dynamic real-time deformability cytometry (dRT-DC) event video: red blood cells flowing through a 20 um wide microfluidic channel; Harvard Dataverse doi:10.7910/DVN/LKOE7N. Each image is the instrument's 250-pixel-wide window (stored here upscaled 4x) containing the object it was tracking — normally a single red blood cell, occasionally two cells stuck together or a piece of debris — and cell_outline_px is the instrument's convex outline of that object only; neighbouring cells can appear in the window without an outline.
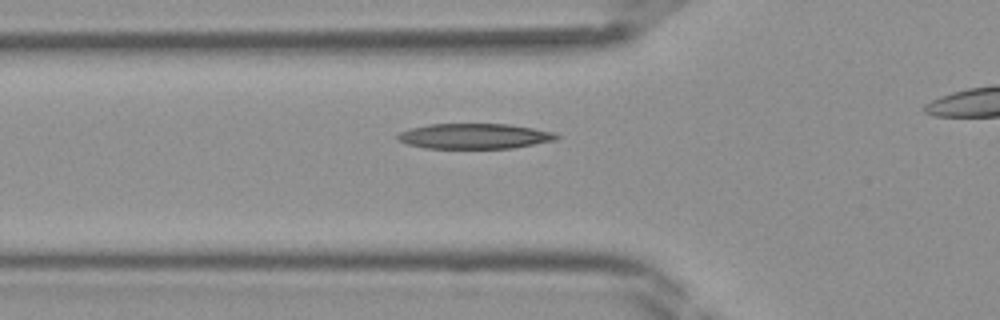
{"species": "Egyptian fruit bat (a non-hibernating species)", "species_latin": "Rousettus aegyptiacus", "temperature_condition": "room temperature", "stored_images_in_passage": 26, "camera_frame_rate_fps": 3000, "um_per_image_px": 0.085, "frame": {"image": 1, "passage_image": 6, "time_ms": 1.667, "image_size_px": [1000, 320], "cell_outline_px": [[560, 136], [556, 140], [512, 148], [424, 148], [408, 144], [400, 140], [396, 136], [400, 132], [408, 128], [428, 124], [508, 124], [532, 128], [552, 132]], "centroid_in_image_um": [40.3, 11.57], "position_along_channel_um": 85.5, "area_um2": 23.29}}
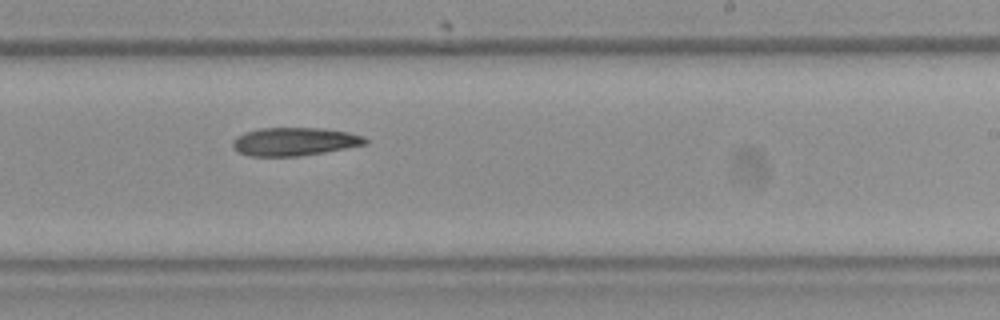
{"frame": {"image": 2, "passage_image": 17, "time_ms": 5.333, "image_size_px": [1000, 320], "cell_outline_px": [[368, 144], [324, 152], [300, 156], [248, 156], [232, 148], [232, 140], [236, 136], [244, 132], [260, 128], [324, 128], [348, 132], [364, 136], [368, 140]], "centroid_in_image_um": [25.02, 12.03], "position_along_channel_um": 264.0, "area_um2": 21.96}}
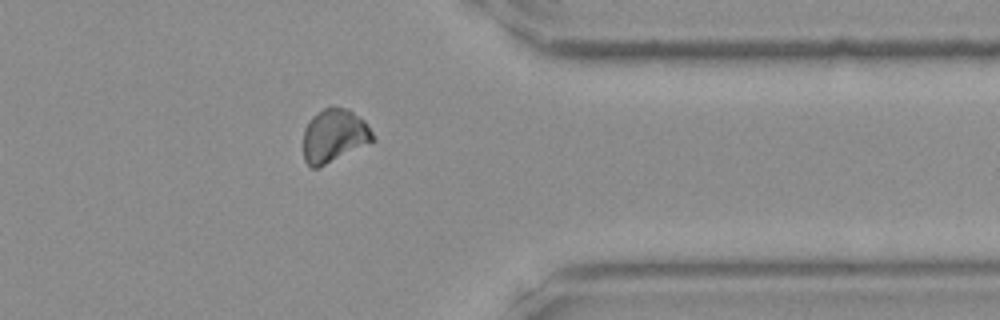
{"frame": {"image": 3, "passage_image": 25, "time_ms": 8.0, "image_size_px": [1000, 320], "cell_outline_px": [[376, 140], [316, 168], [312, 168], [304, 160], [304, 128], [308, 120], [316, 112], [332, 104], [348, 108], [360, 116], [364, 120], [372, 132]], "centroid_in_image_um": [28.4, 11.47], "position_along_channel_um": 383.0, "area_um2": 21.73}}